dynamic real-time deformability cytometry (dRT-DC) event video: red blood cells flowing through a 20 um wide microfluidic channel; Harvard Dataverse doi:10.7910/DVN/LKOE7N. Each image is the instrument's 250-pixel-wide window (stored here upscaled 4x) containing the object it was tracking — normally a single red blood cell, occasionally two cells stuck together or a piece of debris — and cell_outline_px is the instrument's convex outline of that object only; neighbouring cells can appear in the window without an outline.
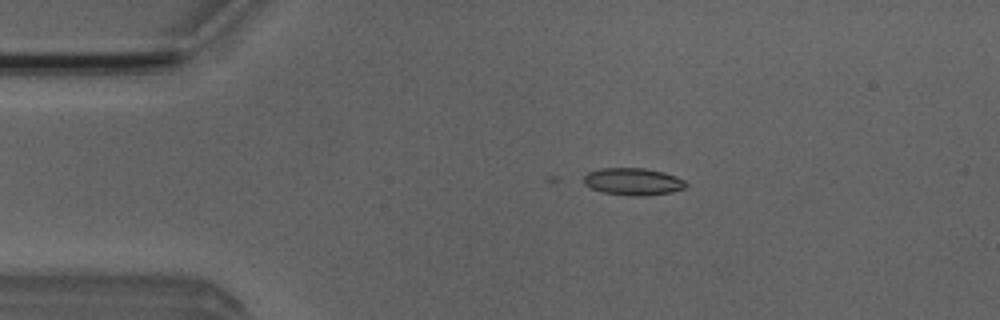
{"species": "Egyptian fruit bat (a non-hibernating species)", "species_latin": "Rousettus aegyptiacus", "temperature_condition": "room temperature", "stored_images_in_passage": 3, "camera_frame_rate_fps": 3000, "um_per_image_px": 0.085, "animal": {"sex": "male"}, "frame": {"image": 1, "passage_image": 3, "time_ms": 0.667, "image_size_px": [1000, 320], "cell_outline_px": [[688, 184], [684, 188], [672, 192], [644, 196], [632, 196], [604, 192], [592, 188], [584, 184], [584, 176], [588, 172], [600, 168], [644, 168], [664, 172], [676, 176], [684, 180]], "centroid_in_image_um": [53.83, 15.43], "position_along_channel_um": 31.2, "area_um2": 16.18}}